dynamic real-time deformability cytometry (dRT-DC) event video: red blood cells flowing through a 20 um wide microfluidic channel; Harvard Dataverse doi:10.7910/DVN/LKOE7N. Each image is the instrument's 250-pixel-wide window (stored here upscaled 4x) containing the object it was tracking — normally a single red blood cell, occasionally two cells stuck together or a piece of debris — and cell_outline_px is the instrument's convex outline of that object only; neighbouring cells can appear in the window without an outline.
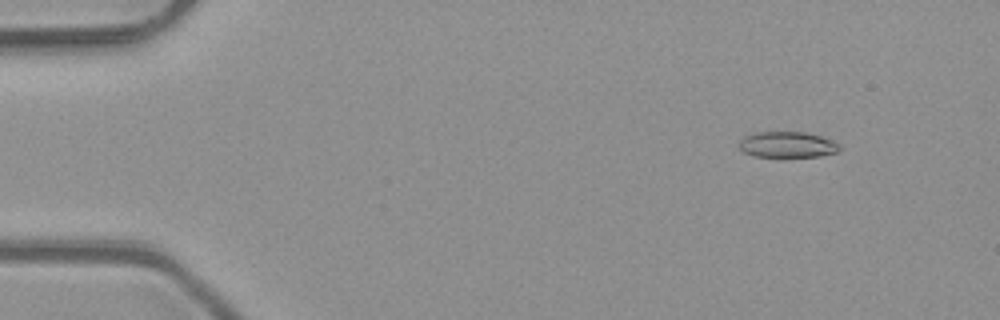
{"species": "common noctule bat (a hibernating species)", "species_latin": "Nyctalus noctula", "temperature_condition": "room temperature", "stored_images_in_passage": 51, "camera_frame_rate_fps": 3000, "um_per_image_px": 0.085, "animal": {"sex": "male", "body_mass_g": 23.1, "forearm_length_mm": 52.7}, "frame": {"image": 1, "passage_image": 6, "time_ms": 1.667, "image_size_px": [1000, 320], "cell_outline_px": [[840, 148], [836, 152], [820, 156], [756, 156], [744, 152], [740, 148], [740, 140], [744, 136], [756, 132], [804, 132], [820, 136], [832, 140], [840, 144]], "centroid_in_image_um": [66.93, 12.28], "position_along_channel_um": 18.1, "area_um2": 14.91}}
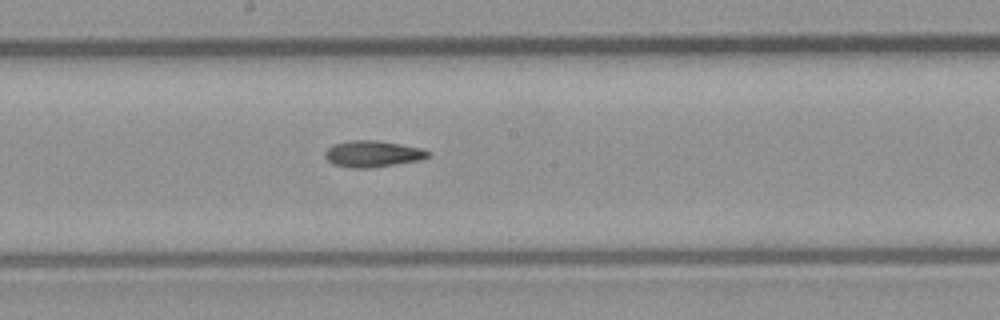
{"frame": {"image": 2, "passage_image": 28, "time_ms": 9.0, "image_size_px": [1000, 320], "cell_outline_px": [[432, 152], [428, 156], [420, 160], [368, 168], [352, 168], [332, 164], [324, 156], [324, 152], [332, 144], [348, 140], [376, 140], [424, 148]], "centroid_in_image_um": [31.66, 13.06], "position_along_channel_um": 216.5, "area_um2": 15.95}}
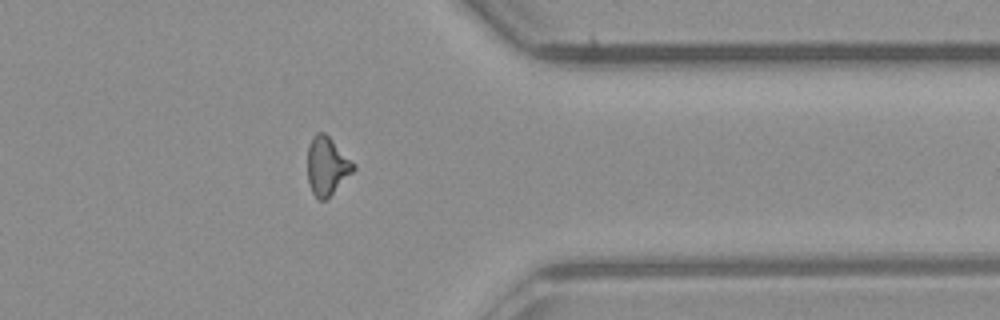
{"frame": {"image": 3, "passage_image": 41, "time_ms": 13.333, "image_size_px": [1000, 320], "cell_outline_px": [[356, 168], [324, 200], [320, 200], [312, 192], [308, 184], [308, 144], [312, 136], [316, 132], [324, 132], [356, 164]], "centroid_in_image_um": [27.77, 14.06], "position_along_channel_um": 383.6, "area_um2": 15.32}, "authors_computed_cell_mechanics": {"area_um2": 15.5482, "velocity_mm_per_s": 4.1157, "shape_relaxation_time_tau1_ms": null, "shape_relaxation_time_tau2_ms": 4.6628, "deformation_change_tau1": null, "deformation_change_tau2": 0.1226}}